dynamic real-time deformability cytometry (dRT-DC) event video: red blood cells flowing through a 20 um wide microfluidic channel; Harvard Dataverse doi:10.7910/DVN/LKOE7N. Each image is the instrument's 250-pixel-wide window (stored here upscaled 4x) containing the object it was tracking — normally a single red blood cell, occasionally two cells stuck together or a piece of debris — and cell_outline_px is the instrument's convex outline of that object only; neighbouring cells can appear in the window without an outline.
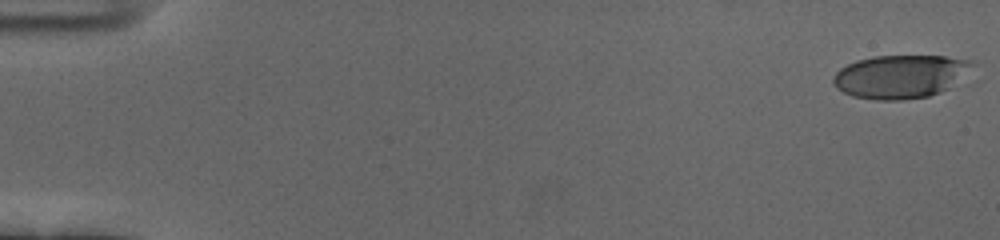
{"species": "human", "species_latin": "Homo sapiens", "temperature_condition": "cold", "stored_images_in_passage": 12, "camera_frame_rate_fps": 3000, "um_per_image_px": 0.085, "donor": {"sex": "female"}, "frame": {"image": 1, "passage_image": 1, "time_ms": 0.0, "image_size_px": [1000, 240], "cell_outline_px": [[976, 64], [956, 84], [940, 92], [928, 96], [900, 100], [876, 100], [852, 96], [836, 88], [832, 80], [832, 76], [840, 68], [856, 60], [872, 56], [944, 56], [976, 60]], "centroid_in_image_um": [76.55, 6.49], "position_along_channel_um": 8.4, "area_um2": 35.43}}